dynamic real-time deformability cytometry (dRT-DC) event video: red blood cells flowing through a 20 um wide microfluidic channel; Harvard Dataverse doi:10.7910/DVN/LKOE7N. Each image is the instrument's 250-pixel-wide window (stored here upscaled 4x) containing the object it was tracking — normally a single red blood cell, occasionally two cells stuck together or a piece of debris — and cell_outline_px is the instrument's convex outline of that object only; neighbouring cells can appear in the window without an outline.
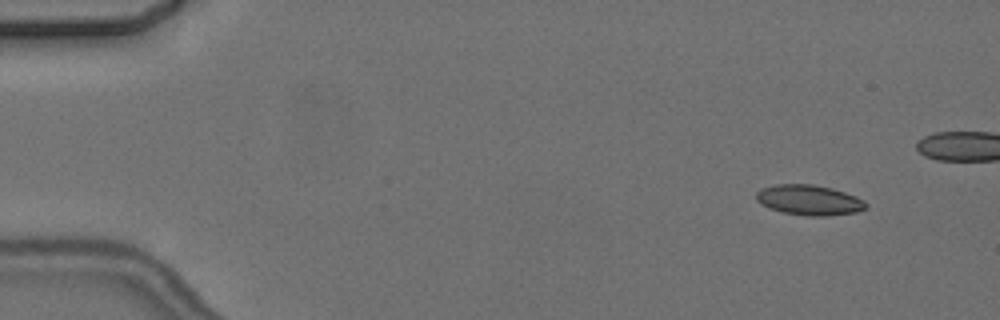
{"species": "common noctule bat (a hibernating species)", "species_latin": "Nyctalus noctula", "temperature_condition": "cold", "stored_images_in_passage": 6, "camera_frame_rate_fps": 3000, "um_per_image_px": 0.085, "animal": {"sex": "female", "body_mass_g": 24.6, "forearm_length_mm": 56.2}, "frame": {"image": 1, "passage_image": 1, "time_ms": 0.0, "image_size_px": [1000, 320], "cell_outline_px": [[868, 208], [856, 212], [824, 216], [808, 216], [784, 212], [768, 208], [760, 204], [756, 200], [756, 192], [760, 188], [776, 184], [812, 184], [832, 188], [856, 196], [864, 200], [868, 204]], "centroid_in_image_um": [68.77, 17.0], "position_along_channel_um": 16.2, "area_um2": 19.48}}
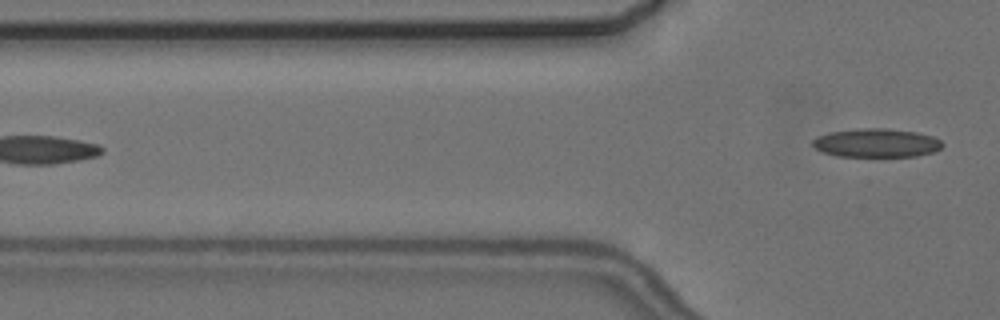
{"frame": {"image": 2, "passage_image": 6, "time_ms": 6.0, "image_size_px": [1000, 320], "cell_outline_px": [[944, 144], [936, 152], [916, 156], [836, 156], [824, 152], [816, 148], [812, 144], [812, 140], [816, 136], [832, 132], [856, 128], [888, 128], [916, 132], [932, 136], [940, 140]], "centroid_in_image_um": [74.51, 12.14], "position_along_channel_um": 51.3, "area_um2": 21.73}}